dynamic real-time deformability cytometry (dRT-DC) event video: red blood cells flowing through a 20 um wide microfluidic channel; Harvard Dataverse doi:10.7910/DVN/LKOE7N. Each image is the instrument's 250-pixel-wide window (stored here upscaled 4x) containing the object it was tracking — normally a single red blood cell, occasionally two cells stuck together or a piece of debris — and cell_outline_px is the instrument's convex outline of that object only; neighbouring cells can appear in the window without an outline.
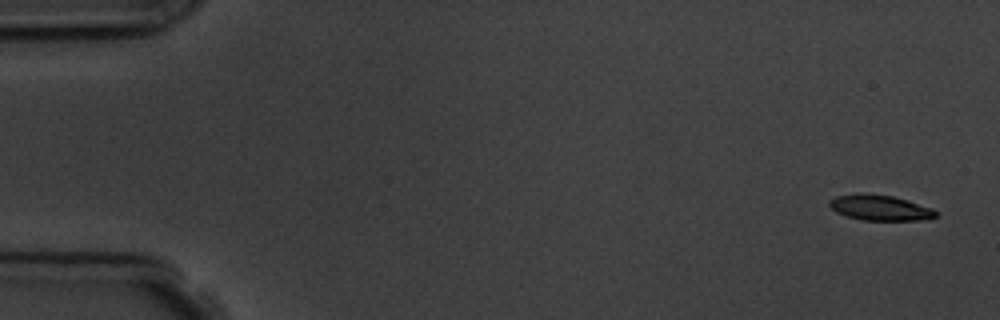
{"species": "common noctule bat (a hibernating species)", "species_latin": "Nyctalus noctula", "temperature_condition": "room temperature", "stored_images_in_passage": 4, "camera_frame_rate_fps": 3000, "um_per_image_px": 0.085, "animal": {"sex": "male", "body_mass_g": 19.5, "forearm_length_mm": 54.6}, "frame": {"image": 1, "passage_image": 1, "time_ms": 0.0, "image_size_px": [1000, 320], "cell_outline_px": [[940, 216], [924, 220], [860, 220], [836, 212], [828, 204], [828, 200], [836, 196], [860, 192], [892, 196], [932, 208]], "centroid_in_image_um": [74.78, 17.65], "position_along_channel_um": 10.2, "area_um2": 15.84}}
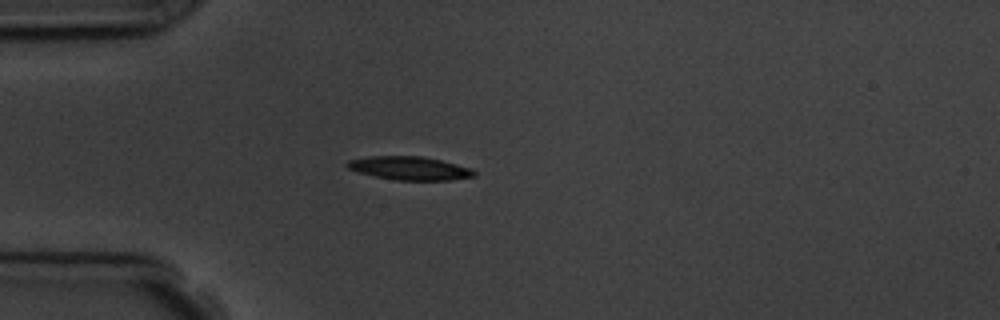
{"frame": {"image": 2, "passage_image": 4, "time_ms": 4.333, "image_size_px": [1000, 320], "cell_outline_px": [[476, 176], [452, 180], [396, 180], [376, 176], [360, 172], [348, 168], [344, 164], [348, 160], [368, 156], [424, 156], [472, 168], [476, 172]], "centroid_in_image_um": [34.84, 14.29], "position_along_channel_um": 50.2, "area_um2": 17.34}}